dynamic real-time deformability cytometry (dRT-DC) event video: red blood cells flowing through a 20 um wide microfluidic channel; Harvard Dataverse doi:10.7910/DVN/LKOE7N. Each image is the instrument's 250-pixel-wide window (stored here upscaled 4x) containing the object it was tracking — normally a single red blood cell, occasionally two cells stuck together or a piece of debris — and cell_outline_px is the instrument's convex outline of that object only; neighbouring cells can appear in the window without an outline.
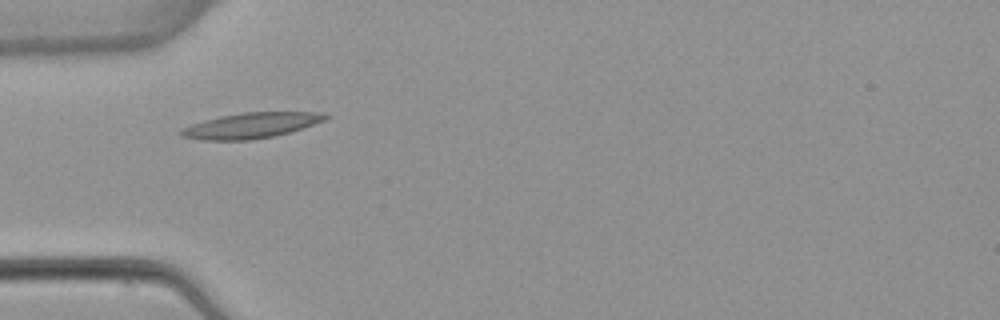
{"species": "common noctule bat (a hibernating species)", "species_latin": "Nyctalus noctula", "temperature_condition": "warm", "stored_images_in_passage": 4, "camera_frame_rate_fps": 3000, "um_per_image_px": 0.085, "animal": {"sex": "female", "body_mass_g": 22.7, "forearm_length_mm": 54.2}, "frame": {"image": 1, "passage_image": 3, "time_ms": 2.667, "image_size_px": [1000, 320], "cell_outline_px": [[332, 116], [324, 120], [288, 132], [272, 136], [248, 140], [200, 140], [180, 136], [180, 128], [204, 120], [220, 116], [244, 112], [324, 112]], "centroid_in_image_um": [21.3, 10.66], "position_along_channel_um": 63.7, "area_um2": 21.27}}
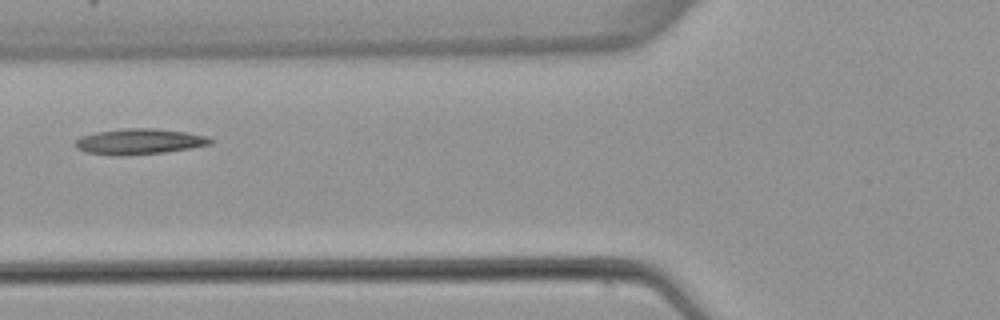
{"frame": {"image": 2, "passage_image": 4, "time_ms": 4.0, "image_size_px": [1000, 320], "cell_outline_px": [[212, 144], [192, 148], [164, 152], [124, 156], [116, 156], [84, 152], [76, 148], [76, 140], [80, 136], [96, 132], [124, 128], [156, 128], [188, 132], [208, 136], [212, 140]], "centroid_in_image_um": [11.85, 12.03], "position_along_channel_um": 114.0, "area_um2": 20.46}}